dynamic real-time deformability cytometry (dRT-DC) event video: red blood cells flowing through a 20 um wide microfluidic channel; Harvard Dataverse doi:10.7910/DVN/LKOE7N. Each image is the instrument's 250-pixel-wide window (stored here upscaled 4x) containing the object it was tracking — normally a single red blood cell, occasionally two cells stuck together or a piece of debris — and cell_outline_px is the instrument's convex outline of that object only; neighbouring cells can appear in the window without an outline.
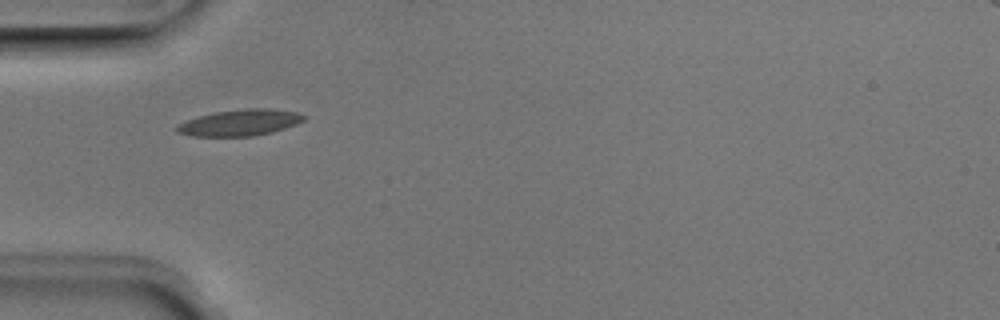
{"species": "Egyptian fruit bat (a non-hibernating species)", "species_latin": "Rousettus aegyptiacus", "temperature_condition": "room temperature", "stored_images_in_passage": 22, "camera_frame_rate_fps": 3000, "um_per_image_px": 0.085, "animal": {"sex": "male"}, "frame": {"image": 1, "passage_image": 1, "time_ms": 0.0, "image_size_px": [1000, 320], "cell_outline_px": [[308, 116], [304, 120], [296, 124], [272, 132], [252, 136], [192, 136], [176, 132], [176, 124], [200, 116], [216, 112], [248, 108], [268, 108], [296, 112]], "centroid_in_image_um": [20.41, 10.42], "position_along_channel_um": 64.6, "area_um2": 19.31}}
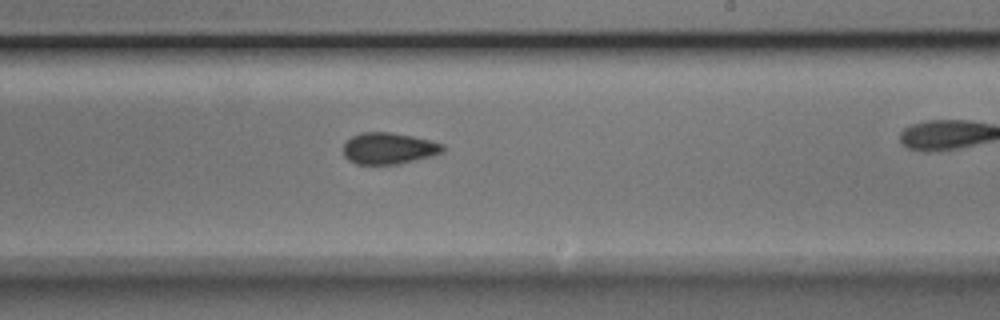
{"frame": {"image": 2, "passage_image": 12, "time_ms": 3.667, "image_size_px": [1000, 320], "cell_outline_px": [[444, 152], [432, 156], [396, 164], [356, 164], [348, 160], [344, 156], [344, 144], [352, 136], [360, 132], [388, 132], [412, 136], [432, 140], [444, 144]], "centroid_in_image_um": [33.06, 12.61], "position_along_channel_um": 255.9, "area_um2": 18.26}}
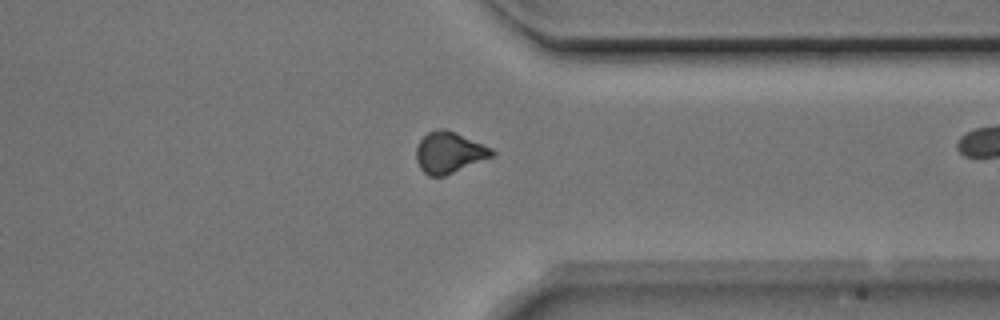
{"frame": {"image": 3, "passage_image": 21, "time_ms": 6.667, "image_size_px": [1000, 320], "cell_outline_px": [[496, 156], [444, 176], [428, 176], [420, 168], [416, 160], [416, 148], [420, 140], [428, 132], [440, 128], [444, 128], [456, 132], [492, 148], [496, 152]], "centroid_in_image_um": [38.21, 12.96], "position_along_channel_um": 373.2, "area_um2": 18.38}}